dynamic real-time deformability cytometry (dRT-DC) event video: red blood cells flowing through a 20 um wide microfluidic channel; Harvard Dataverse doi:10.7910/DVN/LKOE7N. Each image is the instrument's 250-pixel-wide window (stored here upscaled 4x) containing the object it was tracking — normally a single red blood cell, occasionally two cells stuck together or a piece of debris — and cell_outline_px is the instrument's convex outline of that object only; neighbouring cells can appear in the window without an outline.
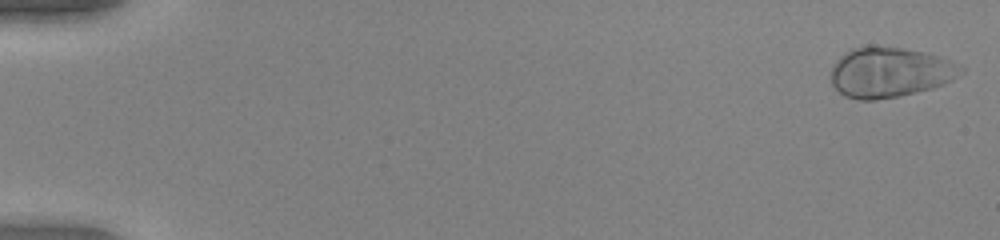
{"species": "human", "species_latin": "Homo sapiens", "temperature_condition": "warm", "stored_images_in_passage": 51, "camera_frame_rate_fps": 3000, "um_per_image_px": 0.085, "donor": {"sex": "female"}, "frame": {"image": 1, "passage_image": 1, "time_ms": 0.0, "image_size_px": [1000, 240], "cell_outline_px": [[964, 72], [952, 80], [944, 84], [932, 88], [900, 96], [876, 100], [860, 100], [844, 96], [832, 84], [828, 76], [832, 64], [840, 56], [852, 48], [868, 44], [904, 48], [924, 52], [960, 64], [964, 68]], "centroid_in_image_um": [75.59, 6.13], "position_along_channel_um": 9.4, "area_um2": 38.55}}
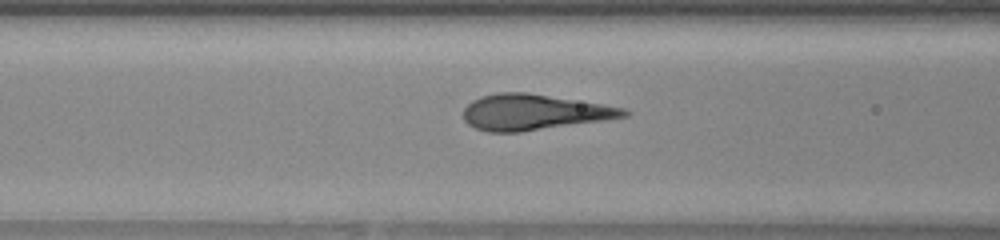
{"frame": {"image": 2, "passage_image": 22, "time_ms": 7.0, "image_size_px": [1000, 240], "cell_outline_px": [[632, 112], [628, 116], [608, 120], [520, 132], [488, 132], [476, 128], [468, 124], [464, 120], [464, 108], [472, 100], [480, 96], [496, 92], [528, 92], [624, 108]], "centroid_in_image_um": [45.38, 9.54], "position_along_channel_um": 121.2, "area_um2": 33.52}}
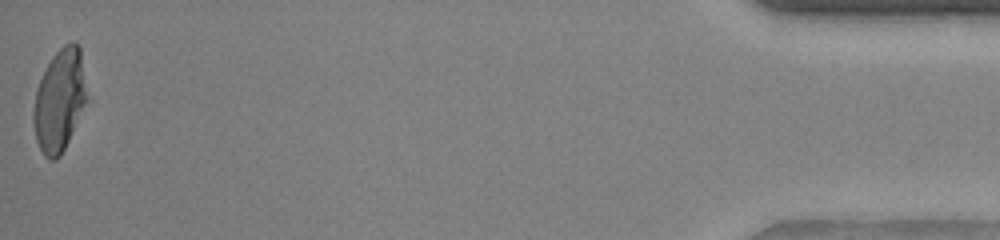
{"frame": {"image": 3, "passage_image": 51, "time_ms": 16.667, "image_size_px": [1000, 240], "cell_outline_px": [[88, 100], [60, 156], [56, 160], [48, 160], [44, 156], [36, 140], [32, 120], [32, 112], [36, 88], [52, 56], [64, 44], [72, 40], [80, 48]], "centroid_in_image_um": [5.04, 8.54], "position_along_channel_um": 430.2, "area_um2": 31.79}}